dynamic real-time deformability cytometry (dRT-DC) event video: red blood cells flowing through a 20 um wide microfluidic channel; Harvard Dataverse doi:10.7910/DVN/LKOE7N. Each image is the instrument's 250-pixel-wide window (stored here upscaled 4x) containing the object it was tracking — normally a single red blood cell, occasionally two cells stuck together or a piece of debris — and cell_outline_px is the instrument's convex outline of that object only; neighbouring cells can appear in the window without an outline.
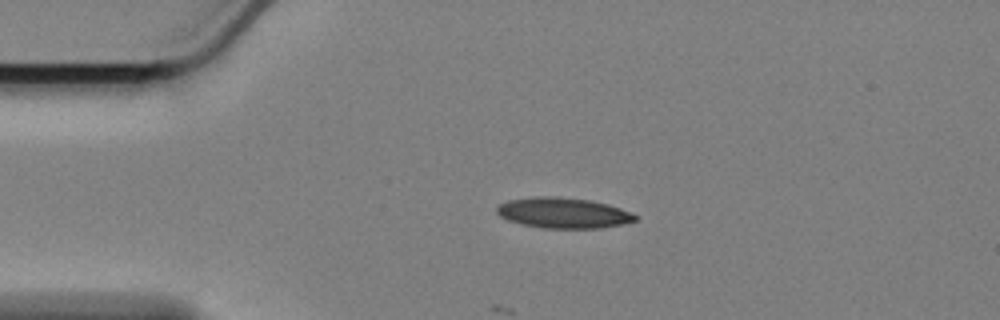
{"species": "Egyptian fruit bat (a non-hibernating species)", "species_latin": "Rousettus aegyptiacus", "temperature_condition": "cold", "stored_images_in_passage": 34, "camera_frame_rate_fps": 3000, "um_per_image_px": 0.085, "animal": {"sex": "female"}, "frame": {"image": 1, "passage_image": 1, "time_ms": 0.0, "image_size_px": [1000, 320], "cell_outline_px": [[636, 220], [620, 224], [600, 228], [544, 228], [520, 224], [508, 220], [500, 216], [496, 212], [496, 208], [500, 204], [508, 200], [532, 196], [560, 196], [592, 200], [608, 204], [632, 212], [636, 216]], "centroid_in_image_um": [47.85, 18.08], "position_along_channel_um": 37.2, "area_um2": 24.8}}
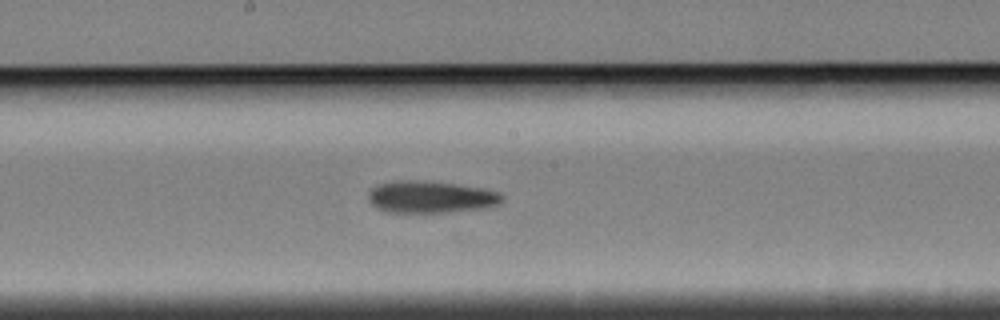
{"frame": {"image": 2, "passage_image": 19, "time_ms": 6.0, "image_size_px": [1000, 320], "cell_outline_px": [[504, 200], [500, 204], [484, 208], [444, 212], [388, 212], [376, 208], [368, 200], [368, 192], [376, 184], [396, 180], [424, 180], [456, 184], [484, 188], [500, 192], [504, 196]], "centroid_in_image_um": [36.61, 16.73], "position_along_channel_um": 211.6, "area_um2": 25.26}}
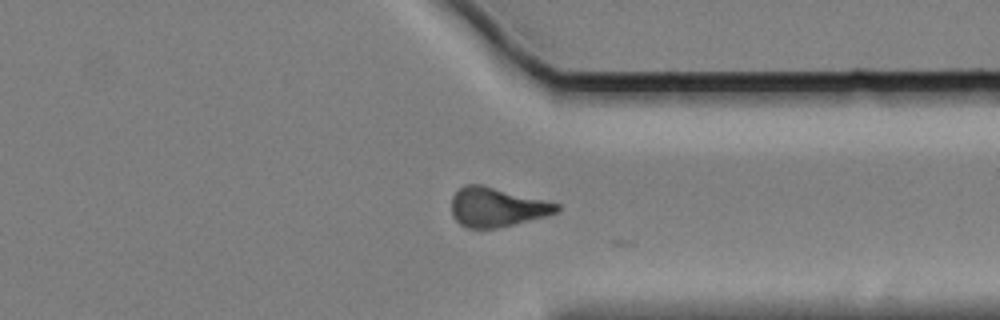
{"frame": {"image": 3, "passage_image": 33, "time_ms": 10.667, "image_size_px": [1000, 320], "cell_outline_px": [[560, 212], [548, 216], [496, 228], [468, 228], [460, 224], [452, 216], [452, 196], [464, 184], [480, 184], [560, 204]], "centroid_in_image_um": [42.24, 17.61], "position_along_channel_um": 369.2, "area_um2": 23.99}}